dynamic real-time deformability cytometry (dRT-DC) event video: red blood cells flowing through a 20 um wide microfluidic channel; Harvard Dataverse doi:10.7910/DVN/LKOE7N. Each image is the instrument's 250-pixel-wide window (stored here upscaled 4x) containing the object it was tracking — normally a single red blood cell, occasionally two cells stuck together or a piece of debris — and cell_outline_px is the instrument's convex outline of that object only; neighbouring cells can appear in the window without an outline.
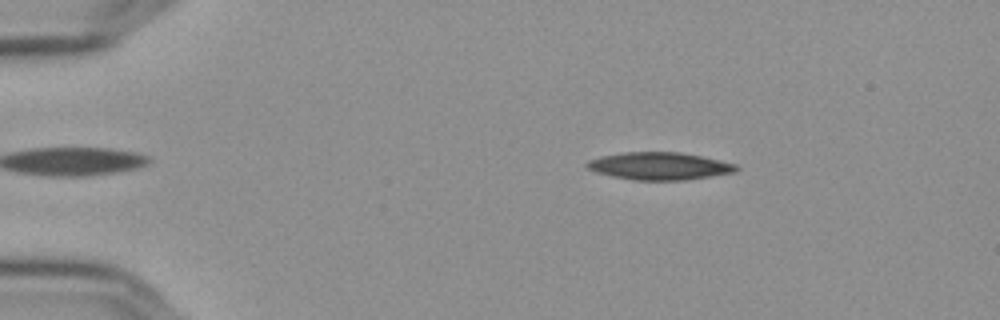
{"species": "Egyptian fruit bat (a non-hibernating species)", "species_latin": "Rousettus aegyptiacus", "temperature_condition": "cold", "stored_images_in_passage": 51, "camera_frame_rate_fps": 3000, "um_per_image_px": 0.085, "frame": {"image": 1, "passage_image": 4, "time_ms": 1.0, "image_size_px": [1000, 320], "cell_outline_px": [[740, 168], [736, 172], [684, 180], [632, 180], [612, 176], [596, 172], [588, 168], [584, 164], [588, 160], [600, 156], [624, 152], [676, 152], [700, 156], [736, 164]], "centroid_in_image_um": [56.02, 14.11], "position_along_channel_um": 29.0, "area_um2": 23.81}}
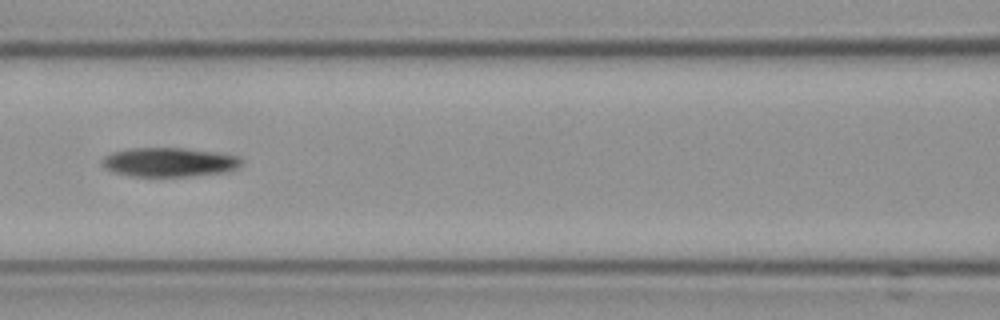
{"frame": {"image": 2, "passage_image": 20, "time_ms": 6.333, "image_size_px": [1000, 320], "cell_outline_px": [[244, 160], [236, 168], [224, 172], [188, 176], [128, 176], [104, 168], [100, 160], [104, 156], [112, 152], [128, 148], [184, 148], [212, 152], [236, 156]], "centroid_in_image_um": [14.31, 13.78], "position_along_channel_um": 152.3, "area_um2": 23.47}}
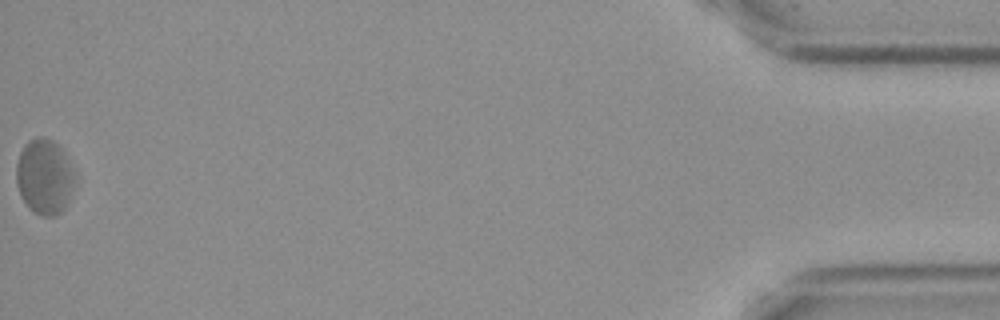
{"frame": {"image": 3, "passage_image": 51, "time_ms": 16.667, "image_size_px": [1000, 320], "cell_outline_px": [[72, 184], [64, 208], [56, 216], [40, 216], [20, 196], [16, 184], [16, 164], [20, 152], [24, 144], [28, 140], [36, 136], [44, 136], [52, 140], [60, 148], [72, 172]], "centroid_in_image_um": [3.69, 14.99], "position_along_channel_um": 431.5, "area_um2": 24.85}, "authors_computed_cell_mechanics": {"area_um2": 24.0448, "velocity_mm_per_s": 3.5864, "shape_relaxation_time_tau1_ms": 9.7148, "shape_relaxation_time_tau2_ms": null, "deformation_change_tau1": 0.1729, "deformation_change_tau2": null}}